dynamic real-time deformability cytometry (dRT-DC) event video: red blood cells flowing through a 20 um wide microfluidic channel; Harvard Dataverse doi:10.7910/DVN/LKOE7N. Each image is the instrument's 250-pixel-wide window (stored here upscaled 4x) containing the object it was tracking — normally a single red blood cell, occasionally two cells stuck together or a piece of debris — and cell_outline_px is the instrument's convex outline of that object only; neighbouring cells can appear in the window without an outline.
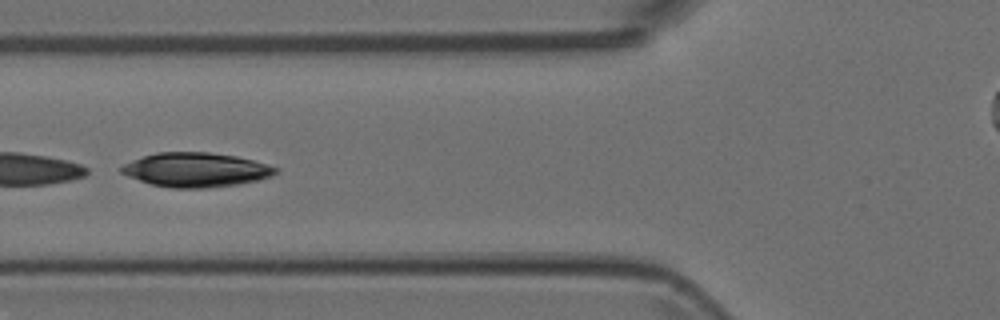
{"species": "Egyptian fruit bat (a non-hibernating species)", "species_latin": "Rousettus aegyptiacus", "temperature_condition": "room temperature", "stored_images_in_passage": 8, "camera_frame_rate_fps": 3000, "um_per_image_px": 0.085, "animal": {"sex": "female"}, "frame": {"image": 1, "passage_image": 5, "time_ms": 1.333, "image_size_px": [1000, 320], "cell_outline_px": [[280, 172], [272, 176], [256, 180], [236, 184], [208, 188], [172, 188], [152, 184], [128, 176], [120, 172], [120, 168], [124, 164], [132, 160], [156, 152], [208, 152], [236, 156], [268, 164], [280, 168]], "centroid_in_image_um": [16.68, 14.43], "position_along_channel_um": 109.1, "area_um2": 30.75}}
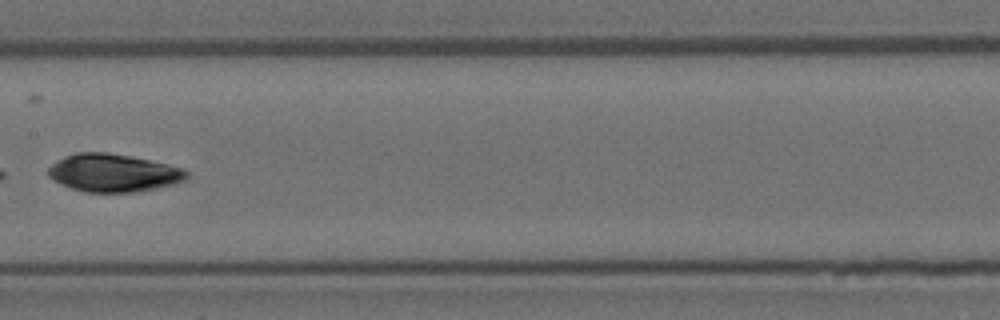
{"frame": {"image": 2, "passage_image": 7, "time_ms": 2.0, "image_size_px": [1000, 320], "cell_outline_px": [[192, 176], [188, 180], [156, 188], [132, 192], [84, 192], [60, 184], [52, 180], [48, 176], [48, 168], [52, 164], [64, 156], [76, 152], [104, 152], [128, 156], [168, 164], [184, 168]], "centroid_in_image_um": [9.65, 14.7], "position_along_channel_um": 197.8, "area_um2": 30.63}}